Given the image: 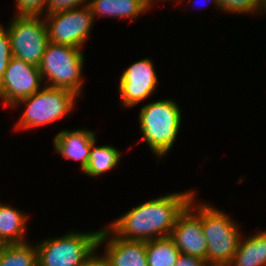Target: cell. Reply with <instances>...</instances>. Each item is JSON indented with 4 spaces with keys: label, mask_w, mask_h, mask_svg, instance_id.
Instances as JSON below:
<instances>
[{
    "label": "cell",
    "mask_w": 266,
    "mask_h": 266,
    "mask_svg": "<svg viewBox=\"0 0 266 266\" xmlns=\"http://www.w3.org/2000/svg\"><path fill=\"white\" fill-rule=\"evenodd\" d=\"M195 199L194 196L177 217L170 237L181 253L201 258L207 264L208 247L202 230V204H194Z\"/></svg>",
    "instance_id": "10"
},
{
    "label": "cell",
    "mask_w": 266,
    "mask_h": 266,
    "mask_svg": "<svg viewBox=\"0 0 266 266\" xmlns=\"http://www.w3.org/2000/svg\"><path fill=\"white\" fill-rule=\"evenodd\" d=\"M84 266H110L101 255L95 254Z\"/></svg>",
    "instance_id": "25"
},
{
    "label": "cell",
    "mask_w": 266,
    "mask_h": 266,
    "mask_svg": "<svg viewBox=\"0 0 266 266\" xmlns=\"http://www.w3.org/2000/svg\"><path fill=\"white\" fill-rule=\"evenodd\" d=\"M84 55L79 48L49 42L39 66L45 84L81 94Z\"/></svg>",
    "instance_id": "6"
},
{
    "label": "cell",
    "mask_w": 266,
    "mask_h": 266,
    "mask_svg": "<svg viewBox=\"0 0 266 266\" xmlns=\"http://www.w3.org/2000/svg\"><path fill=\"white\" fill-rule=\"evenodd\" d=\"M178 1H184V0H178ZM210 2H213L212 4H215L216 6H217V8H220L219 7V4H218V2H217V0H212V1H210Z\"/></svg>",
    "instance_id": "27"
},
{
    "label": "cell",
    "mask_w": 266,
    "mask_h": 266,
    "mask_svg": "<svg viewBox=\"0 0 266 266\" xmlns=\"http://www.w3.org/2000/svg\"><path fill=\"white\" fill-rule=\"evenodd\" d=\"M261 11H265L266 12V0H262V4H261V8H260V12Z\"/></svg>",
    "instance_id": "26"
},
{
    "label": "cell",
    "mask_w": 266,
    "mask_h": 266,
    "mask_svg": "<svg viewBox=\"0 0 266 266\" xmlns=\"http://www.w3.org/2000/svg\"><path fill=\"white\" fill-rule=\"evenodd\" d=\"M95 143L91 146L89 160L83 171L91 177H97L112 170L121 159V153L117 148L110 145L96 147Z\"/></svg>",
    "instance_id": "17"
},
{
    "label": "cell",
    "mask_w": 266,
    "mask_h": 266,
    "mask_svg": "<svg viewBox=\"0 0 266 266\" xmlns=\"http://www.w3.org/2000/svg\"><path fill=\"white\" fill-rule=\"evenodd\" d=\"M220 9L231 13H259L262 0H217Z\"/></svg>",
    "instance_id": "20"
},
{
    "label": "cell",
    "mask_w": 266,
    "mask_h": 266,
    "mask_svg": "<svg viewBox=\"0 0 266 266\" xmlns=\"http://www.w3.org/2000/svg\"><path fill=\"white\" fill-rule=\"evenodd\" d=\"M179 105L170 99L148 103L141 107L139 124L144 141L161 158L173 147L181 126Z\"/></svg>",
    "instance_id": "2"
},
{
    "label": "cell",
    "mask_w": 266,
    "mask_h": 266,
    "mask_svg": "<svg viewBox=\"0 0 266 266\" xmlns=\"http://www.w3.org/2000/svg\"><path fill=\"white\" fill-rule=\"evenodd\" d=\"M180 254L170 236L146 241L148 266H175Z\"/></svg>",
    "instance_id": "18"
},
{
    "label": "cell",
    "mask_w": 266,
    "mask_h": 266,
    "mask_svg": "<svg viewBox=\"0 0 266 266\" xmlns=\"http://www.w3.org/2000/svg\"><path fill=\"white\" fill-rule=\"evenodd\" d=\"M12 57L9 33L3 25H0V81L3 79L7 65Z\"/></svg>",
    "instance_id": "22"
},
{
    "label": "cell",
    "mask_w": 266,
    "mask_h": 266,
    "mask_svg": "<svg viewBox=\"0 0 266 266\" xmlns=\"http://www.w3.org/2000/svg\"><path fill=\"white\" fill-rule=\"evenodd\" d=\"M89 0H47L46 14L79 8L88 5Z\"/></svg>",
    "instance_id": "23"
},
{
    "label": "cell",
    "mask_w": 266,
    "mask_h": 266,
    "mask_svg": "<svg viewBox=\"0 0 266 266\" xmlns=\"http://www.w3.org/2000/svg\"><path fill=\"white\" fill-rule=\"evenodd\" d=\"M94 142H96V136L91 130L66 129L57 133L53 147L65 159L80 160V169L84 171Z\"/></svg>",
    "instance_id": "13"
},
{
    "label": "cell",
    "mask_w": 266,
    "mask_h": 266,
    "mask_svg": "<svg viewBox=\"0 0 266 266\" xmlns=\"http://www.w3.org/2000/svg\"><path fill=\"white\" fill-rule=\"evenodd\" d=\"M0 266H38V249L27 242L5 244L0 253Z\"/></svg>",
    "instance_id": "19"
},
{
    "label": "cell",
    "mask_w": 266,
    "mask_h": 266,
    "mask_svg": "<svg viewBox=\"0 0 266 266\" xmlns=\"http://www.w3.org/2000/svg\"><path fill=\"white\" fill-rule=\"evenodd\" d=\"M4 245H5V243H4L3 241L0 240V253H1V251H2V249H3V247H4Z\"/></svg>",
    "instance_id": "28"
},
{
    "label": "cell",
    "mask_w": 266,
    "mask_h": 266,
    "mask_svg": "<svg viewBox=\"0 0 266 266\" xmlns=\"http://www.w3.org/2000/svg\"><path fill=\"white\" fill-rule=\"evenodd\" d=\"M194 194L189 190L146 201L111 222L108 228L117 237L127 240L146 242L168 237L179 214L196 196Z\"/></svg>",
    "instance_id": "1"
},
{
    "label": "cell",
    "mask_w": 266,
    "mask_h": 266,
    "mask_svg": "<svg viewBox=\"0 0 266 266\" xmlns=\"http://www.w3.org/2000/svg\"><path fill=\"white\" fill-rule=\"evenodd\" d=\"M104 242L105 252L102 256L110 266H148L146 242L121 239L108 227L100 231L98 249Z\"/></svg>",
    "instance_id": "12"
},
{
    "label": "cell",
    "mask_w": 266,
    "mask_h": 266,
    "mask_svg": "<svg viewBox=\"0 0 266 266\" xmlns=\"http://www.w3.org/2000/svg\"><path fill=\"white\" fill-rule=\"evenodd\" d=\"M100 231H72L38 243V266H84L98 250Z\"/></svg>",
    "instance_id": "3"
},
{
    "label": "cell",
    "mask_w": 266,
    "mask_h": 266,
    "mask_svg": "<svg viewBox=\"0 0 266 266\" xmlns=\"http://www.w3.org/2000/svg\"><path fill=\"white\" fill-rule=\"evenodd\" d=\"M49 42L82 49L95 21L88 5L45 14Z\"/></svg>",
    "instance_id": "8"
},
{
    "label": "cell",
    "mask_w": 266,
    "mask_h": 266,
    "mask_svg": "<svg viewBox=\"0 0 266 266\" xmlns=\"http://www.w3.org/2000/svg\"><path fill=\"white\" fill-rule=\"evenodd\" d=\"M228 266H266V230L241 238Z\"/></svg>",
    "instance_id": "15"
},
{
    "label": "cell",
    "mask_w": 266,
    "mask_h": 266,
    "mask_svg": "<svg viewBox=\"0 0 266 266\" xmlns=\"http://www.w3.org/2000/svg\"><path fill=\"white\" fill-rule=\"evenodd\" d=\"M18 16H41L46 14L47 0H16Z\"/></svg>",
    "instance_id": "21"
},
{
    "label": "cell",
    "mask_w": 266,
    "mask_h": 266,
    "mask_svg": "<svg viewBox=\"0 0 266 266\" xmlns=\"http://www.w3.org/2000/svg\"><path fill=\"white\" fill-rule=\"evenodd\" d=\"M226 213L202 203V230L207 242V265L228 266L238 248L242 234Z\"/></svg>",
    "instance_id": "5"
},
{
    "label": "cell",
    "mask_w": 266,
    "mask_h": 266,
    "mask_svg": "<svg viewBox=\"0 0 266 266\" xmlns=\"http://www.w3.org/2000/svg\"><path fill=\"white\" fill-rule=\"evenodd\" d=\"M78 96L68 89L43 86L13 106L15 108L20 104H26L15 129L28 130L62 119L73 109Z\"/></svg>",
    "instance_id": "4"
},
{
    "label": "cell",
    "mask_w": 266,
    "mask_h": 266,
    "mask_svg": "<svg viewBox=\"0 0 266 266\" xmlns=\"http://www.w3.org/2000/svg\"><path fill=\"white\" fill-rule=\"evenodd\" d=\"M154 0H89L92 15L135 19L153 6Z\"/></svg>",
    "instance_id": "14"
},
{
    "label": "cell",
    "mask_w": 266,
    "mask_h": 266,
    "mask_svg": "<svg viewBox=\"0 0 266 266\" xmlns=\"http://www.w3.org/2000/svg\"><path fill=\"white\" fill-rule=\"evenodd\" d=\"M42 83L39 67L13 56L0 81V99L5 106L13 107L19 100L39 91Z\"/></svg>",
    "instance_id": "9"
},
{
    "label": "cell",
    "mask_w": 266,
    "mask_h": 266,
    "mask_svg": "<svg viewBox=\"0 0 266 266\" xmlns=\"http://www.w3.org/2000/svg\"><path fill=\"white\" fill-rule=\"evenodd\" d=\"M206 262L198 257L181 253L176 260L175 266H206Z\"/></svg>",
    "instance_id": "24"
},
{
    "label": "cell",
    "mask_w": 266,
    "mask_h": 266,
    "mask_svg": "<svg viewBox=\"0 0 266 266\" xmlns=\"http://www.w3.org/2000/svg\"><path fill=\"white\" fill-rule=\"evenodd\" d=\"M28 216L11 205L0 204V240L5 244L24 243Z\"/></svg>",
    "instance_id": "16"
},
{
    "label": "cell",
    "mask_w": 266,
    "mask_h": 266,
    "mask_svg": "<svg viewBox=\"0 0 266 266\" xmlns=\"http://www.w3.org/2000/svg\"><path fill=\"white\" fill-rule=\"evenodd\" d=\"M149 58L136 61L123 71L119 81L122 106L133 107L154 92L158 76Z\"/></svg>",
    "instance_id": "11"
},
{
    "label": "cell",
    "mask_w": 266,
    "mask_h": 266,
    "mask_svg": "<svg viewBox=\"0 0 266 266\" xmlns=\"http://www.w3.org/2000/svg\"><path fill=\"white\" fill-rule=\"evenodd\" d=\"M41 17L15 15L6 28L13 56L37 67L49 44L46 22Z\"/></svg>",
    "instance_id": "7"
},
{
    "label": "cell",
    "mask_w": 266,
    "mask_h": 266,
    "mask_svg": "<svg viewBox=\"0 0 266 266\" xmlns=\"http://www.w3.org/2000/svg\"><path fill=\"white\" fill-rule=\"evenodd\" d=\"M206 266H226V265H206Z\"/></svg>",
    "instance_id": "29"
}]
</instances>
